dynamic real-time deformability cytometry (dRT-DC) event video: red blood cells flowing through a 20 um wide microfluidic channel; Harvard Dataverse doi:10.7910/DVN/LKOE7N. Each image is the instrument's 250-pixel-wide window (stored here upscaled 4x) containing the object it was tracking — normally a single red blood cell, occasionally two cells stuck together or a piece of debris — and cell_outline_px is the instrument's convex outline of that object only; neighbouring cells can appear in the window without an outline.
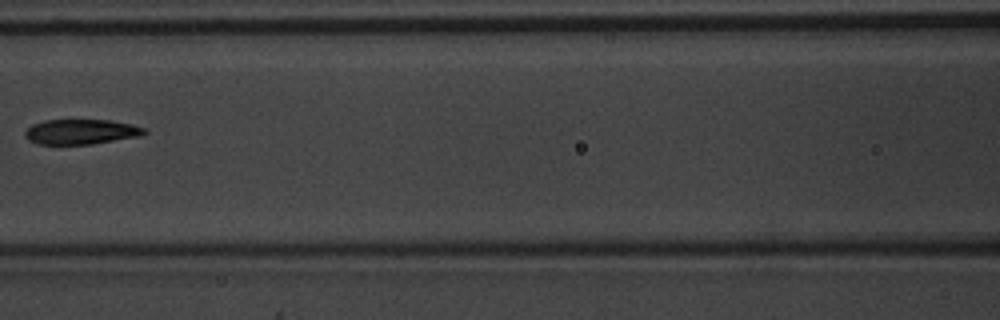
{"species": "common noctule bat (a hibernating species)", "species_latin": "Nyctalus noctula", "temperature_condition": "warm", "stored_images_in_passage": 9, "camera_frame_rate_fps": 3000, "um_per_image_px": 0.085, "animal": {"sex": "male", "body_mass_g": 20.1, "forearm_length_mm": 53.5}, "frame": {"image": 1, "passage_image": 7, "time_ms": 2.0, "image_size_px": [1000, 320], "cell_outline_px": [[148, 132], [140, 136], [92, 144], [40, 144], [28, 140], [24, 136], [24, 132], [32, 124], [44, 120], [112, 120], [132, 124], [144, 128]], "centroid_in_image_um": [6.89, 11.19], "position_along_channel_um": 159.7, "area_um2": 17.46}}
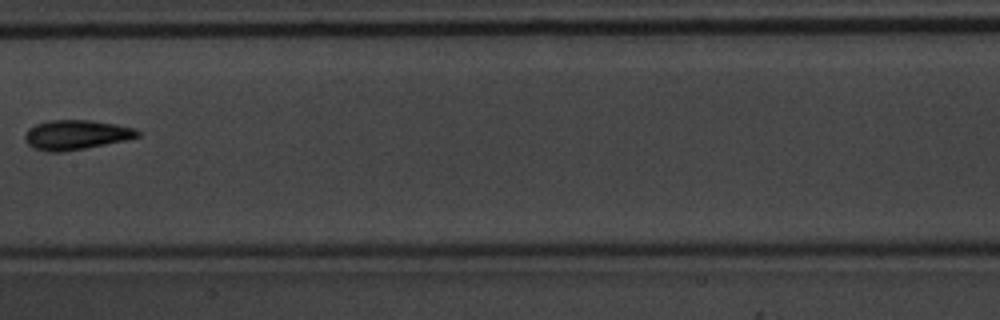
{"frame": {"image": 2, "passage_image": 8, "time_ms": 2.333, "image_size_px": [1000, 320], "cell_outline_px": [[140, 136], [124, 140], [84, 148], [60, 152], [48, 152], [32, 148], [28, 144], [24, 136], [28, 128], [36, 124], [48, 120], [92, 120], [116, 124], [132, 128], [140, 132]], "centroid_in_image_um": [6.42, 11.45], "position_along_channel_um": 201.0, "area_um2": 19.31}}